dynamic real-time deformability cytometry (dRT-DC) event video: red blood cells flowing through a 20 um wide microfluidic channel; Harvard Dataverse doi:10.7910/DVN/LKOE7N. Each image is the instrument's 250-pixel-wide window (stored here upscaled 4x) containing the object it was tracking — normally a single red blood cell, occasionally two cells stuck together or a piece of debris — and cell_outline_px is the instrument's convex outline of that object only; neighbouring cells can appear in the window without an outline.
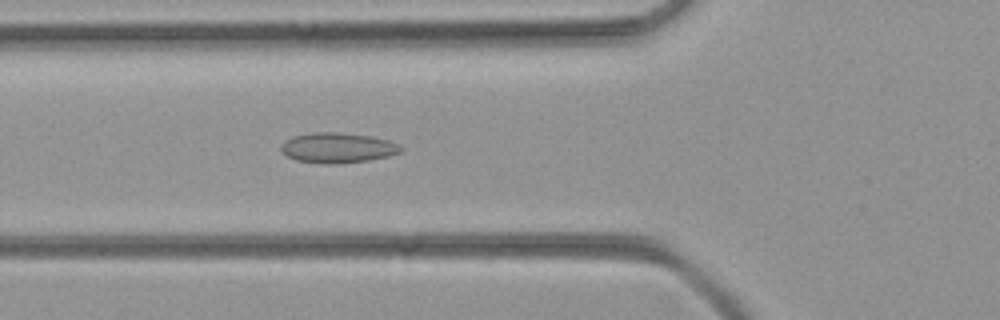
{"species": "common noctule bat (a hibernating species)", "species_latin": "Nyctalus noctula", "temperature_condition": "room temperature", "stored_images_in_passage": 51, "camera_frame_rate_fps": 3000, "um_per_image_px": 0.085, "animal": {"sex": "female", "body_mass_g": 21.9}, "frame": {"image": 1, "passage_image": 19, "time_ms": 6.0, "image_size_px": [1000, 320], "cell_outline_px": [[404, 148], [400, 152], [388, 156], [368, 160], [332, 164], [324, 164], [296, 160], [288, 156], [280, 148], [280, 144], [284, 140], [292, 136], [312, 132], [340, 132], [372, 136], [388, 140], [400, 144]], "centroid_in_image_um": [28.7, 12.55], "position_along_channel_um": 97.1, "area_um2": 21.21}}
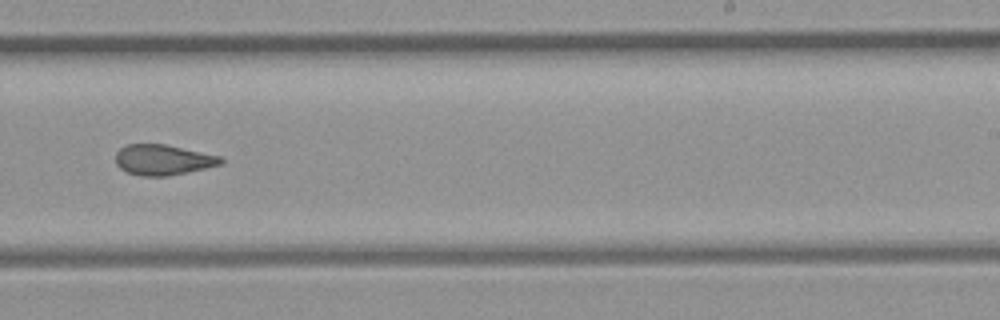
{"frame": {"image": 2, "passage_image": 32, "time_ms": 10.333, "image_size_px": [1000, 320], "cell_outline_px": [[224, 164], [188, 172], [168, 176], [140, 176], [128, 172], [120, 168], [116, 164], [116, 152], [120, 148], [128, 144], [164, 144], [220, 156], [224, 160]], "centroid_in_image_um": [13.86, 13.59], "position_along_channel_um": 275.1, "area_um2": 18.67}}
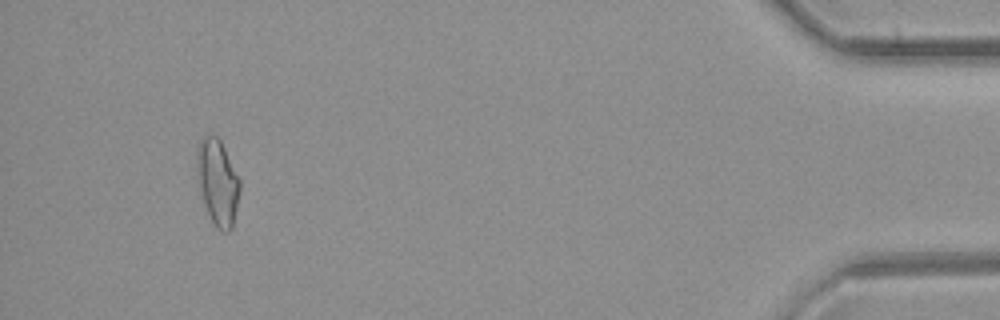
{"frame": {"image": 3, "passage_image": 48, "time_ms": 15.667, "image_size_px": [1000, 320], "cell_outline_px": [[240, 192], [232, 228], [228, 232], [224, 232], [216, 228], [204, 204], [200, 188], [196, 164], [196, 148], [200, 140], [204, 136], [216, 136], [220, 140], [240, 180]], "centroid_in_image_um": [18.5, 15.49], "position_along_channel_um": 416.7, "area_um2": 21.21}}